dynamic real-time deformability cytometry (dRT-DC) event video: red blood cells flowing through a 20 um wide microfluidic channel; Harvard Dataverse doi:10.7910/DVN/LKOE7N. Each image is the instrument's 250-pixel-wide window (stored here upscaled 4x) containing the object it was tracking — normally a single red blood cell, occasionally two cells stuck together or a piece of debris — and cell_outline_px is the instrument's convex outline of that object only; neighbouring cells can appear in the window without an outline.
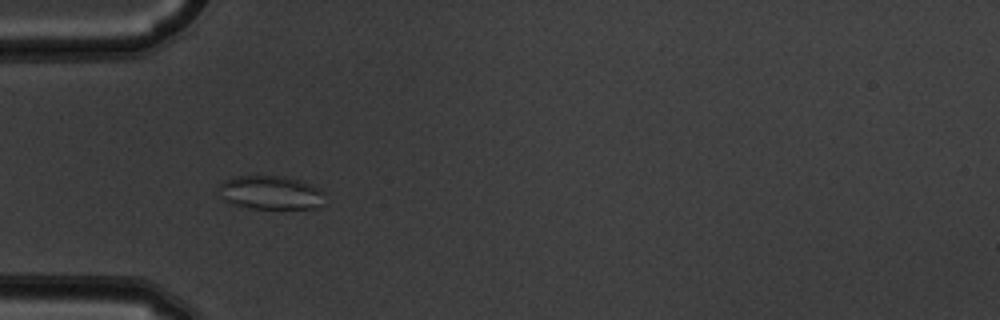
{"species": "common noctule bat (a hibernating species)", "species_latin": "Nyctalus noctula", "temperature_condition": "warm", "stored_images_in_passage": 5, "camera_frame_rate_fps": 3000, "um_per_image_px": 0.085, "animal": {"sex": "male", "body_mass_g": 19.5, "forearm_length_mm": 54.6}, "frame": {"image": 1, "passage_image": 4, "time_ms": 1.0, "image_size_px": [1000, 320], "cell_outline_px": [[324, 192], [320, 204], [312, 208], [252, 208], [228, 204], [216, 188], [224, 180], [236, 176], [284, 176], [300, 180], [320, 188]], "centroid_in_image_um": [22.94, 16.36], "position_along_channel_um": 62.1, "area_um2": 20.75}}
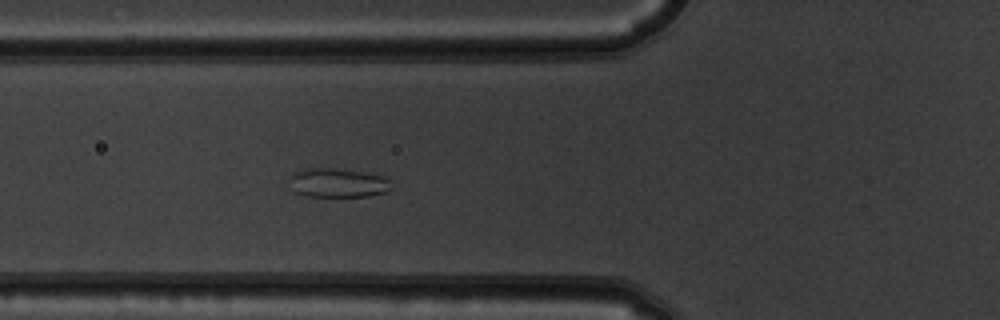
{"frame": {"image": 2, "passage_image": 5, "time_ms": 1.333, "image_size_px": [1000, 320], "cell_outline_px": [[392, 188], [384, 192], [368, 196], [304, 196], [296, 192], [292, 176], [296, 172], [308, 168], [328, 168], [360, 172], [380, 176], [388, 180]], "centroid_in_image_um": [28.75, 15.56], "position_along_channel_um": 97.1, "area_um2": 16.47}}